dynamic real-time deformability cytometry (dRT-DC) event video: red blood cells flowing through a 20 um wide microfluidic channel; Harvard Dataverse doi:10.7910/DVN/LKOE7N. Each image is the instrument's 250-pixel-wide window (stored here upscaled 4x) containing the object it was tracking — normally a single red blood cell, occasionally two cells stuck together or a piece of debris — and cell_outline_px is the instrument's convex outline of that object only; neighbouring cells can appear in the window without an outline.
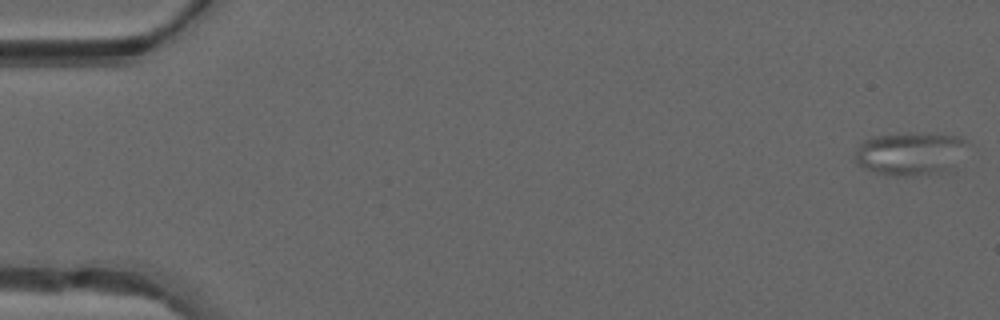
{"species": "common noctule bat (a hibernating species)", "species_latin": "Nyctalus noctula", "temperature_condition": "warm", "stored_images_in_passage": 49, "camera_frame_rate_fps": 3000, "um_per_image_px": 0.085, "animal": {"sex": "male", "forearm_length_mm": 52.5}, "frame": {"image": 1, "passage_image": 1, "time_ms": 0.0, "image_size_px": [1000, 320], "cell_outline_px": [[968, 140], [956, 172], [924, 176], [896, 176], [876, 172], [864, 168], [856, 164], [852, 160], [856, 148], [864, 140], [872, 136], [908, 132], [928, 132], [956, 136]], "centroid_in_image_um": [77.43, 13.08], "position_along_channel_um": 7.6, "area_um2": 29.77}}
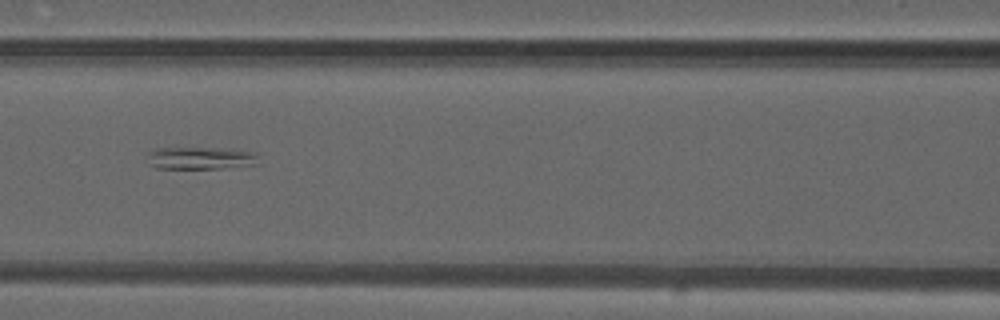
{"frame": {"image": 2, "passage_image": 22, "time_ms": 7.0, "image_size_px": [1000, 320], "cell_outline_px": [[260, 164], [220, 168], [156, 168], [148, 164], [148, 152], [156, 148], [228, 148], [256, 152]], "centroid_in_image_um": [17.08, 13.43], "position_along_channel_um": 149.5, "area_um2": 14.68}}
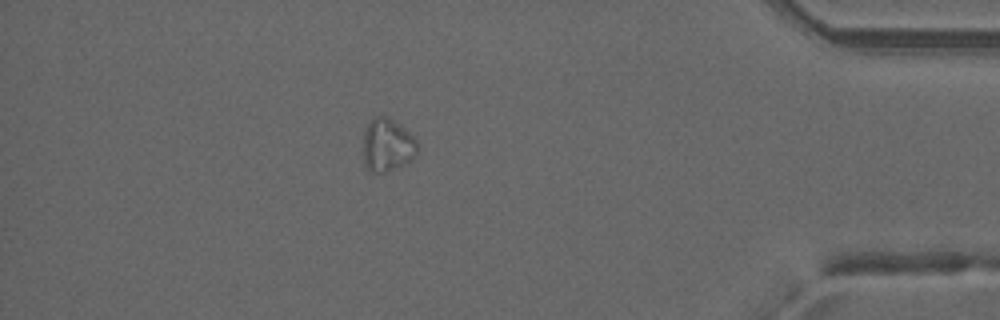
{"frame": {"image": 3, "passage_image": 43, "time_ms": 14.0, "image_size_px": [1000, 320], "cell_outline_px": [[420, 148], [416, 156], [404, 164], [384, 172], [368, 172], [364, 164], [364, 132], [372, 116], [388, 116], [396, 120], [416, 140]], "centroid_in_image_um": [32.93, 12.31], "position_along_channel_um": 402.3, "area_um2": 16.94}}